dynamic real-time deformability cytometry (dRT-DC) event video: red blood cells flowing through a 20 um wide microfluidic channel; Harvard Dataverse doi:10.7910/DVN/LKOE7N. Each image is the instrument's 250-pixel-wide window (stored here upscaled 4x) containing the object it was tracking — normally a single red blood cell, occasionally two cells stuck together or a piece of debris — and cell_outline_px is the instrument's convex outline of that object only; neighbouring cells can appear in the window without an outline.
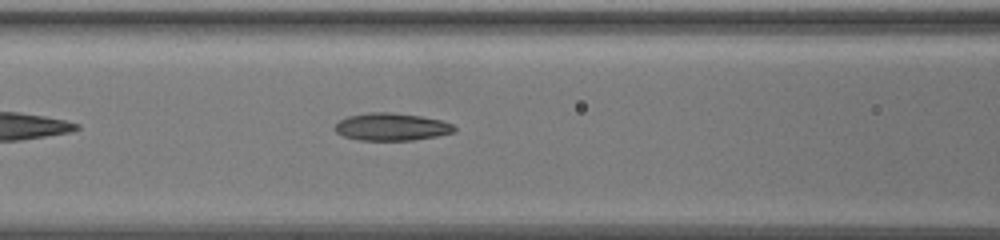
{"species": "common noctule bat (a hibernating species)", "species_latin": "Nyctalus noctula", "temperature_condition": "warm", "stored_images_in_passage": 43, "camera_frame_rate_fps": 3000, "um_per_image_px": 0.085, "animal": {"sex": "female", "body_mass_g": 19.5, "forearm_length_mm": 54.1}, "frame": {"image": 1, "passage_image": 9, "time_ms": 2.667, "image_size_px": [1000, 240], "cell_outline_px": [[456, 132], [436, 136], [412, 140], [356, 140], [344, 136], [336, 132], [332, 128], [340, 120], [348, 116], [368, 112], [392, 112], [420, 116], [440, 120], [452, 124], [456, 128]], "centroid_in_image_um": [33.26, 10.78], "position_along_channel_um": 133.3, "area_um2": 19.19}}
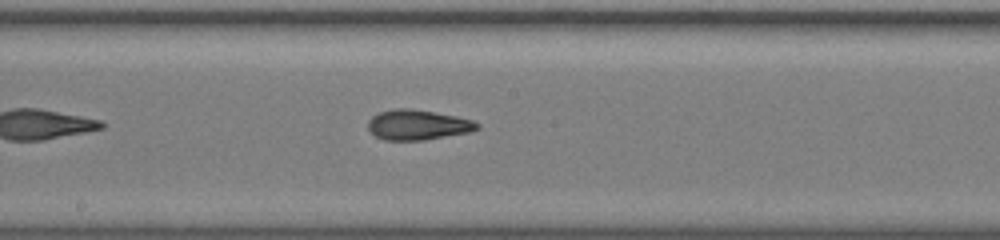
{"frame": {"image": 2, "passage_image": 16, "time_ms": 5.0, "image_size_px": [1000, 240], "cell_outline_px": [[480, 128], [472, 132], [424, 140], [384, 140], [376, 136], [368, 128], [368, 120], [372, 116], [380, 112], [396, 108], [412, 108], [456, 116], [472, 120], [480, 124]], "centroid_in_image_um": [35.53, 10.61], "position_along_channel_um": 212.7, "area_um2": 19.25}}
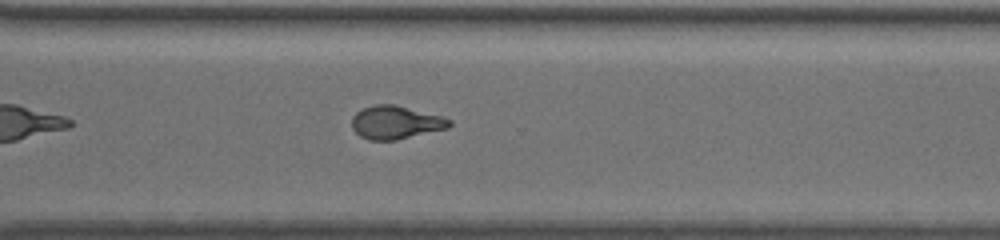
{"frame": {"image": 3, "passage_image": 27, "time_ms": 8.667, "image_size_px": [1000, 240], "cell_outline_px": [[452, 124], [448, 128], [396, 140], [368, 140], [360, 136], [352, 128], [352, 116], [356, 112], [364, 108], [376, 104], [392, 104], [444, 116], [452, 120]], "centroid_in_image_um": [33.65, 10.41], "position_along_channel_um": 337.0, "area_um2": 18.9}, "authors_computed_cell_mechanics": {"area_um2": 18.785, "velocity_mm_per_s": 3.3984, "shape_relaxation_time_tau1_ms": 7.4576, "shape_relaxation_time_tau2_ms": 1.7866, "deformation_change_tau1": 0.2432, "deformation_change_tau2": 0.0951}}